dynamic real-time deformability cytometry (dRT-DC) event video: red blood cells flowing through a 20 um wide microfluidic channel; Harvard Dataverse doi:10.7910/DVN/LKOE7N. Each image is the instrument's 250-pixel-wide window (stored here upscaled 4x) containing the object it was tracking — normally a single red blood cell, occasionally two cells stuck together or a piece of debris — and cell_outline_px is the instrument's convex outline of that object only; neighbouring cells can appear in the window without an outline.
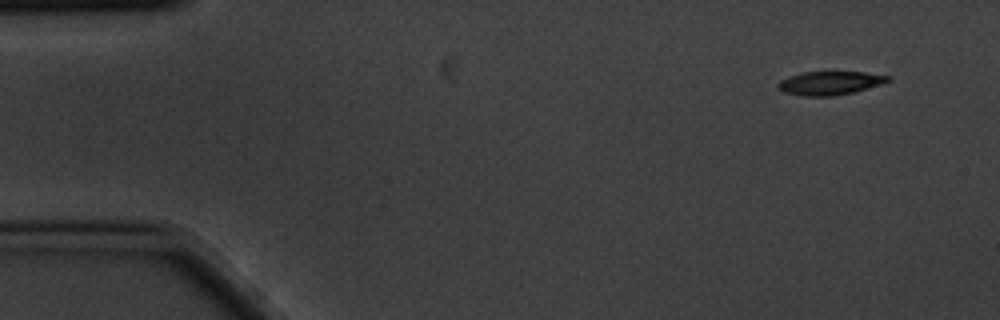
{"species": "common noctule bat (a hibernating species)", "species_latin": "Nyctalus noctula", "temperature_condition": "cold", "stored_images_in_passage": 5, "camera_frame_rate_fps": 3000, "um_per_image_px": 0.085, "animal": {"sex": "male", "body_mass_g": 20.1, "forearm_length_mm": 53.5}, "frame": {"image": 1, "passage_image": 1, "time_ms": 0.0, "image_size_px": [1000, 320], "cell_outline_px": [[892, 80], [884, 84], [852, 92], [832, 96], [804, 96], [784, 92], [776, 84], [780, 80], [788, 76], [804, 72], [864, 72], [892, 76]], "centroid_in_image_um": [70.59, 7.05], "position_along_channel_um": 14.4, "area_um2": 15.14}}
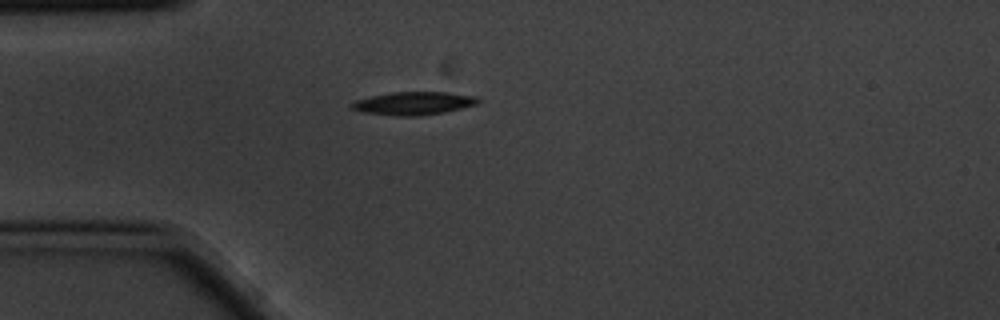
{"frame": {"image": 2, "passage_image": 4, "time_ms": 1.0, "image_size_px": [1000, 320], "cell_outline_px": [[480, 100], [476, 104], [444, 112], [420, 116], [392, 116], [360, 112], [352, 108], [348, 104], [356, 100], [372, 96], [392, 92], [448, 92], [472, 96]], "centroid_in_image_um": [35.08, 8.79], "position_along_channel_um": 49.9, "area_um2": 16.94}}